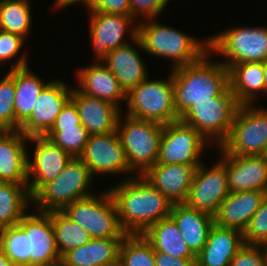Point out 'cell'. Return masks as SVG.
Returning a JSON list of instances; mask_svg holds the SVG:
<instances>
[{"label": "cell", "instance_id": "cell-1", "mask_svg": "<svg viewBox=\"0 0 267 266\" xmlns=\"http://www.w3.org/2000/svg\"><path fill=\"white\" fill-rule=\"evenodd\" d=\"M111 193L122 229L142 234L149 226L170 216L172 203L142 175L117 183Z\"/></svg>", "mask_w": 267, "mask_h": 266}, {"label": "cell", "instance_id": "cell-2", "mask_svg": "<svg viewBox=\"0 0 267 266\" xmlns=\"http://www.w3.org/2000/svg\"><path fill=\"white\" fill-rule=\"evenodd\" d=\"M210 54L207 52L197 62L171 70L179 118L198 101L218 97L229 87V69L222 61H210Z\"/></svg>", "mask_w": 267, "mask_h": 266}, {"label": "cell", "instance_id": "cell-3", "mask_svg": "<svg viewBox=\"0 0 267 266\" xmlns=\"http://www.w3.org/2000/svg\"><path fill=\"white\" fill-rule=\"evenodd\" d=\"M138 23L137 37L132 41L145 53L169 58L172 70L200 60L209 52V38L202 42L182 31L160 24L156 18ZM146 22V23H144Z\"/></svg>", "mask_w": 267, "mask_h": 266}, {"label": "cell", "instance_id": "cell-4", "mask_svg": "<svg viewBox=\"0 0 267 266\" xmlns=\"http://www.w3.org/2000/svg\"><path fill=\"white\" fill-rule=\"evenodd\" d=\"M164 80L146 77L126 93V115L135 119L169 124L179 120L175 109L172 71Z\"/></svg>", "mask_w": 267, "mask_h": 266}, {"label": "cell", "instance_id": "cell-5", "mask_svg": "<svg viewBox=\"0 0 267 266\" xmlns=\"http://www.w3.org/2000/svg\"><path fill=\"white\" fill-rule=\"evenodd\" d=\"M93 175L86 164L74 157L55 180L46 183L33 197L40 212L62 211L72 202L94 195L89 191Z\"/></svg>", "mask_w": 267, "mask_h": 266}, {"label": "cell", "instance_id": "cell-6", "mask_svg": "<svg viewBox=\"0 0 267 266\" xmlns=\"http://www.w3.org/2000/svg\"><path fill=\"white\" fill-rule=\"evenodd\" d=\"M122 116L121 113L116 131L125 150L130 169L136 175H143L157 162L164 125L127 115L123 116L124 118Z\"/></svg>", "mask_w": 267, "mask_h": 266}, {"label": "cell", "instance_id": "cell-7", "mask_svg": "<svg viewBox=\"0 0 267 266\" xmlns=\"http://www.w3.org/2000/svg\"><path fill=\"white\" fill-rule=\"evenodd\" d=\"M239 106L228 87L218 97L195 103L179 120L192 126L211 145L219 147L228 137Z\"/></svg>", "mask_w": 267, "mask_h": 266}, {"label": "cell", "instance_id": "cell-8", "mask_svg": "<svg viewBox=\"0 0 267 266\" xmlns=\"http://www.w3.org/2000/svg\"><path fill=\"white\" fill-rule=\"evenodd\" d=\"M76 200L62 212L72 221L83 227L92 238H124L127 233L122 229L118 212L109 190Z\"/></svg>", "mask_w": 267, "mask_h": 266}, {"label": "cell", "instance_id": "cell-9", "mask_svg": "<svg viewBox=\"0 0 267 266\" xmlns=\"http://www.w3.org/2000/svg\"><path fill=\"white\" fill-rule=\"evenodd\" d=\"M232 156L265 155L267 152V108L240 105L226 140L219 146Z\"/></svg>", "mask_w": 267, "mask_h": 266}, {"label": "cell", "instance_id": "cell-10", "mask_svg": "<svg viewBox=\"0 0 267 266\" xmlns=\"http://www.w3.org/2000/svg\"><path fill=\"white\" fill-rule=\"evenodd\" d=\"M209 52L223 56L229 68L241 62L267 60V27L237 26L209 37Z\"/></svg>", "mask_w": 267, "mask_h": 266}, {"label": "cell", "instance_id": "cell-11", "mask_svg": "<svg viewBox=\"0 0 267 266\" xmlns=\"http://www.w3.org/2000/svg\"><path fill=\"white\" fill-rule=\"evenodd\" d=\"M211 144L192 126L178 120L163 126L156 164H183L197 168L201 152Z\"/></svg>", "mask_w": 267, "mask_h": 266}, {"label": "cell", "instance_id": "cell-12", "mask_svg": "<svg viewBox=\"0 0 267 266\" xmlns=\"http://www.w3.org/2000/svg\"><path fill=\"white\" fill-rule=\"evenodd\" d=\"M221 160L213 166L205 167L202 162L195 170L192 185L185 204L213 217L222 201L230 193L226 172V154L220 149ZM208 168V169H207Z\"/></svg>", "mask_w": 267, "mask_h": 266}, {"label": "cell", "instance_id": "cell-13", "mask_svg": "<svg viewBox=\"0 0 267 266\" xmlns=\"http://www.w3.org/2000/svg\"><path fill=\"white\" fill-rule=\"evenodd\" d=\"M79 158L86 164L93 177L97 174L102 176L127 173V178H131L134 173L130 169L117 131L90 135Z\"/></svg>", "mask_w": 267, "mask_h": 266}, {"label": "cell", "instance_id": "cell-14", "mask_svg": "<svg viewBox=\"0 0 267 266\" xmlns=\"http://www.w3.org/2000/svg\"><path fill=\"white\" fill-rule=\"evenodd\" d=\"M89 15V36L97 62H103L110 51L128 44L124 38L128 31L132 41L137 37L138 23L131 16L103 12Z\"/></svg>", "mask_w": 267, "mask_h": 266}, {"label": "cell", "instance_id": "cell-15", "mask_svg": "<svg viewBox=\"0 0 267 266\" xmlns=\"http://www.w3.org/2000/svg\"><path fill=\"white\" fill-rule=\"evenodd\" d=\"M73 86L60 79L50 81L39 94L30 117L19 127L26 137L45 136L58 114L71 100Z\"/></svg>", "mask_w": 267, "mask_h": 266}, {"label": "cell", "instance_id": "cell-16", "mask_svg": "<svg viewBox=\"0 0 267 266\" xmlns=\"http://www.w3.org/2000/svg\"><path fill=\"white\" fill-rule=\"evenodd\" d=\"M28 141L35 145L33 158L28 155L27 161V189L32 198L46 183L55 180L73 157L45 136L28 137Z\"/></svg>", "mask_w": 267, "mask_h": 266}, {"label": "cell", "instance_id": "cell-17", "mask_svg": "<svg viewBox=\"0 0 267 266\" xmlns=\"http://www.w3.org/2000/svg\"><path fill=\"white\" fill-rule=\"evenodd\" d=\"M37 213L27 212L18 223L29 237V266L59 262L51 212Z\"/></svg>", "mask_w": 267, "mask_h": 266}, {"label": "cell", "instance_id": "cell-18", "mask_svg": "<svg viewBox=\"0 0 267 266\" xmlns=\"http://www.w3.org/2000/svg\"><path fill=\"white\" fill-rule=\"evenodd\" d=\"M228 188L232 192L263 190L267 192L265 155L232 156L226 154Z\"/></svg>", "mask_w": 267, "mask_h": 266}, {"label": "cell", "instance_id": "cell-19", "mask_svg": "<svg viewBox=\"0 0 267 266\" xmlns=\"http://www.w3.org/2000/svg\"><path fill=\"white\" fill-rule=\"evenodd\" d=\"M196 168L183 164H155L142 176L172 204L185 203Z\"/></svg>", "mask_w": 267, "mask_h": 266}, {"label": "cell", "instance_id": "cell-20", "mask_svg": "<svg viewBox=\"0 0 267 266\" xmlns=\"http://www.w3.org/2000/svg\"><path fill=\"white\" fill-rule=\"evenodd\" d=\"M71 101L76 105L83 125L90 135L114 132L122 110L110 102L91 97L73 87Z\"/></svg>", "mask_w": 267, "mask_h": 266}, {"label": "cell", "instance_id": "cell-21", "mask_svg": "<svg viewBox=\"0 0 267 266\" xmlns=\"http://www.w3.org/2000/svg\"><path fill=\"white\" fill-rule=\"evenodd\" d=\"M13 63L15 83V130L30 117L35 102L42 89L50 82H44L40 77L30 71L26 53L19 55Z\"/></svg>", "mask_w": 267, "mask_h": 266}, {"label": "cell", "instance_id": "cell-22", "mask_svg": "<svg viewBox=\"0 0 267 266\" xmlns=\"http://www.w3.org/2000/svg\"><path fill=\"white\" fill-rule=\"evenodd\" d=\"M266 195L263 190L229 193L215 214L214 223L243 232Z\"/></svg>", "mask_w": 267, "mask_h": 266}, {"label": "cell", "instance_id": "cell-23", "mask_svg": "<svg viewBox=\"0 0 267 266\" xmlns=\"http://www.w3.org/2000/svg\"><path fill=\"white\" fill-rule=\"evenodd\" d=\"M28 137L19 130H7L0 137V182L27 184Z\"/></svg>", "mask_w": 267, "mask_h": 266}, {"label": "cell", "instance_id": "cell-24", "mask_svg": "<svg viewBox=\"0 0 267 266\" xmlns=\"http://www.w3.org/2000/svg\"><path fill=\"white\" fill-rule=\"evenodd\" d=\"M94 63L79 69L76 75L80 87L76 88L85 95L110 102L121 110V100L126 102V93L103 62Z\"/></svg>", "mask_w": 267, "mask_h": 266}, {"label": "cell", "instance_id": "cell-25", "mask_svg": "<svg viewBox=\"0 0 267 266\" xmlns=\"http://www.w3.org/2000/svg\"><path fill=\"white\" fill-rule=\"evenodd\" d=\"M243 245V232L214 223L206 244L196 255L195 266H229Z\"/></svg>", "mask_w": 267, "mask_h": 266}, {"label": "cell", "instance_id": "cell-26", "mask_svg": "<svg viewBox=\"0 0 267 266\" xmlns=\"http://www.w3.org/2000/svg\"><path fill=\"white\" fill-rule=\"evenodd\" d=\"M170 217L176 223L183 240L196 256L207 242L208 234L214 225V217L185 203L173 204Z\"/></svg>", "mask_w": 267, "mask_h": 266}, {"label": "cell", "instance_id": "cell-27", "mask_svg": "<svg viewBox=\"0 0 267 266\" xmlns=\"http://www.w3.org/2000/svg\"><path fill=\"white\" fill-rule=\"evenodd\" d=\"M123 238H93L83 246L65 253L62 266H118Z\"/></svg>", "mask_w": 267, "mask_h": 266}, {"label": "cell", "instance_id": "cell-28", "mask_svg": "<svg viewBox=\"0 0 267 266\" xmlns=\"http://www.w3.org/2000/svg\"><path fill=\"white\" fill-rule=\"evenodd\" d=\"M132 46L128 43L110 51L103 61L125 93L149 77L142 57Z\"/></svg>", "mask_w": 267, "mask_h": 266}, {"label": "cell", "instance_id": "cell-29", "mask_svg": "<svg viewBox=\"0 0 267 266\" xmlns=\"http://www.w3.org/2000/svg\"><path fill=\"white\" fill-rule=\"evenodd\" d=\"M228 69L229 87L240 105L255 104L256 96L265 94L263 62H241Z\"/></svg>", "mask_w": 267, "mask_h": 266}, {"label": "cell", "instance_id": "cell-30", "mask_svg": "<svg viewBox=\"0 0 267 266\" xmlns=\"http://www.w3.org/2000/svg\"><path fill=\"white\" fill-rule=\"evenodd\" d=\"M142 235L151 244L154 251L174 258L196 259L170 216L149 226Z\"/></svg>", "mask_w": 267, "mask_h": 266}, {"label": "cell", "instance_id": "cell-31", "mask_svg": "<svg viewBox=\"0 0 267 266\" xmlns=\"http://www.w3.org/2000/svg\"><path fill=\"white\" fill-rule=\"evenodd\" d=\"M32 204L27 184L0 182V229L17 225Z\"/></svg>", "mask_w": 267, "mask_h": 266}, {"label": "cell", "instance_id": "cell-32", "mask_svg": "<svg viewBox=\"0 0 267 266\" xmlns=\"http://www.w3.org/2000/svg\"><path fill=\"white\" fill-rule=\"evenodd\" d=\"M51 222L55 242L60 256L90 242L92 236L78 223L69 219L62 211H51Z\"/></svg>", "mask_w": 267, "mask_h": 266}, {"label": "cell", "instance_id": "cell-33", "mask_svg": "<svg viewBox=\"0 0 267 266\" xmlns=\"http://www.w3.org/2000/svg\"><path fill=\"white\" fill-rule=\"evenodd\" d=\"M31 10L28 0H0V29L26 39L32 27Z\"/></svg>", "mask_w": 267, "mask_h": 266}, {"label": "cell", "instance_id": "cell-34", "mask_svg": "<svg viewBox=\"0 0 267 266\" xmlns=\"http://www.w3.org/2000/svg\"><path fill=\"white\" fill-rule=\"evenodd\" d=\"M118 266H156L155 251L142 234H127L123 238Z\"/></svg>", "mask_w": 267, "mask_h": 266}, {"label": "cell", "instance_id": "cell-35", "mask_svg": "<svg viewBox=\"0 0 267 266\" xmlns=\"http://www.w3.org/2000/svg\"><path fill=\"white\" fill-rule=\"evenodd\" d=\"M28 238L18 224L1 229L0 249L14 266H29Z\"/></svg>", "mask_w": 267, "mask_h": 266}, {"label": "cell", "instance_id": "cell-36", "mask_svg": "<svg viewBox=\"0 0 267 266\" xmlns=\"http://www.w3.org/2000/svg\"><path fill=\"white\" fill-rule=\"evenodd\" d=\"M89 136L90 134L83 125L78 128H62V131H48L45 135L47 139L73 158L82 155Z\"/></svg>", "mask_w": 267, "mask_h": 266}, {"label": "cell", "instance_id": "cell-37", "mask_svg": "<svg viewBox=\"0 0 267 266\" xmlns=\"http://www.w3.org/2000/svg\"><path fill=\"white\" fill-rule=\"evenodd\" d=\"M15 83L14 69H10L0 80V128L15 130Z\"/></svg>", "mask_w": 267, "mask_h": 266}, {"label": "cell", "instance_id": "cell-38", "mask_svg": "<svg viewBox=\"0 0 267 266\" xmlns=\"http://www.w3.org/2000/svg\"><path fill=\"white\" fill-rule=\"evenodd\" d=\"M244 244L267 246V195L243 231Z\"/></svg>", "mask_w": 267, "mask_h": 266}, {"label": "cell", "instance_id": "cell-39", "mask_svg": "<svg viewBox=\"0 0 267 266\" xmlns=\"http://www.w3.org/2000/svg\"><path fill=\"white\" fill-rule=\"evenodd\" d=\"M229 266H267V246L244 244Z\"/></svg>", "mask_w": 267, "mask_h": 266}, {"label": "cell", "instance_id": "cell-40", "mask_svg": "<svg viewBox=\"0 0 267 266\" xmlns=\"http://www.w3.org/2000/svg\"><path fill=\"white\" fill-rule=\"evenodd\" d=\"M25 38L0 29V67L18 56Z\"/></svg>", "mask_w": 267, "mask_h": 266}, {"label": "cell", "instance_id": "cell-41", "mask_svg": "<svg viewBox=\"0 0 267 266\" xmlns=\"http://www.w3.org/2000/svg\"><path fill=\"white\" fill-rule=\"evenodd\" d=\"M130 13L136 21L140 17L145 19L157 18L167 5L166 0H129Z\"/></svg>", "mask_w": 267, "mask_h": 266}, {"label": "cell", "instance_id": "cell-42", "mask_svg": "<svg viewBox=\"0 0 267 266\" xmlns=\"http://www.w3.org/2000/svg\"><path fill=\"white\" fill-rule=\"evenodd\" d=\"M86 6L90 12L131 16L129 0H90Z\"/></svg>", "mask_w": 267, "mask_h": 266}, {"label": "cell", "instance_id": "cell-43", "mask_svg": "<svg viewBox=\"0 0 267 266\" xmlns=\"http://www.w3.org/2000/svg\"><path fill=\"white\" fill-rule=\"evenodd\" d=\"M81 126L76 105L70 100L58 114L54 125L49 131H62V128H78Z\"/></svg>", "mask_w": 267, "mask_h": 266}, {"label": "cell", "instance_id": "cell-44", "mask_svg": "<svg viewBox=\"0 0 267 266\" xmlns=\"http://www.w3.org/2000/svg\"><path fill=\"white\" fill-rule=\"evenodd\" d=\"M196 259L174 258L170 255L155 251L156 266H195Z\"/></svg>", "mask_w": 267, "mask_h": 266}, {"label": "cell", "instance_id": "cell-45", "mask_svg": "<svg viewBox=\"0 0 267 266\" xmlns=\"http://www.w3.org/2000/svg\"><path fill=\"white\" fill-rule=\"evenodd\" d=\"M54 6H55V9L58 8V9H61V8H66L68 6H71L73 4H75L76 2H80L82 4H84V6H86L90 0H55L54 1Z\"/></svg>", "mask_w": 267, "mask_h": 266}, {"label": "cell", "instance_id": "cell-46", "mask_svg": "<svg viewBox=\"0 0 267 266\" xmlns=\"http://www.w3.org/2000/svg\"><path fill=\"white\" fill-rule=\"evenodd\" d=\"M0 266H14L13 263L6 257V255L1 249H0Z\"/></svg>", "mask_w": 267, "mask_h": 266}, {"label": "cell", "instance_id": "cell-47", "mask_svg": "<svg viewBox=\"0 0 267 266\" xmlns=\"http://www.w3.org/2000/svg\"><path fill=\"white\" fill-rule=\"evenodd\" d=\"M264 80H265V95L267 96V60L263 62Z\"/></svg>", "mask_w": 267, "mask_h": 266}, {"label": "cell", "instance_id": "cell-48", "mask_svg": "<svg viewBox=\"0 0 267 266\" xmlns=\"http://www.w3.org/2000/svg\"><path fill=\"white\" fill-rule=\"evenodd\" d=\"M33 266H62V263H61V261H59V262L40 264V265H33Z\"/></svg>", "mask_w": 267, "mask_h": 266}, {"label": "cell", "instance_id": "cell-49", "mask_svg": "<svg viewBox=\"0 0 267 266\" xmlns=\"http://www.w3.org/2000/svg\"><path fill=\"white\" fill-rule=\"evenodd\" d=\"M7 130L0 128V137L6 132Z\"/></svg>", "mask_w": 267, "mask_h": 266}]
</instances>
